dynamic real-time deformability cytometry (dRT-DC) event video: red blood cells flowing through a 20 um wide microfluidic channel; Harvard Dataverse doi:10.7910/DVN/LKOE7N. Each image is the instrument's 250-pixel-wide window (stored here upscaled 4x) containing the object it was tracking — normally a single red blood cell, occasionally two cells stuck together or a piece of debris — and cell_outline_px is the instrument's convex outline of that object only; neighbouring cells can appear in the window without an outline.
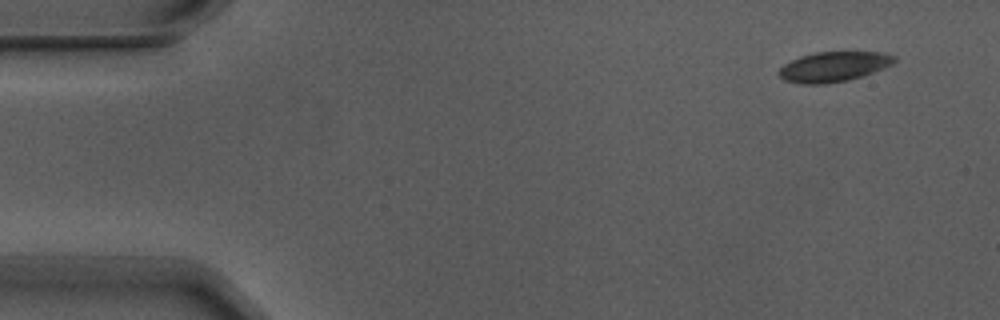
{"species": "Egyptian fruit bat (a non-hibernating species)", "species_latin": "Rousettus aegyptiacus", "temperature_condition": "warm", "stored_images_in_passage": 4, "camera_frame_rate_fps": 3000, "um_per_image_px": 0.085, "animal": {"sex": "male"}, "frame": {"image": 1, "passage_image": 1, "time_ms": 0.0, "image_size_px": [1000, 320], "cell_outline_px": [[896, 60], [892, 64], [872, 72], [848, 80], [824, 84], [804, 84], [784, 80], [776, 72], [784, 64], [800, 56], [816, 52], [884, 52], [896, 56]], "centroid_in_image_um": [70.84, 5.66], "position_along_channel_um": 14.2, "area_um2": 20.06}}